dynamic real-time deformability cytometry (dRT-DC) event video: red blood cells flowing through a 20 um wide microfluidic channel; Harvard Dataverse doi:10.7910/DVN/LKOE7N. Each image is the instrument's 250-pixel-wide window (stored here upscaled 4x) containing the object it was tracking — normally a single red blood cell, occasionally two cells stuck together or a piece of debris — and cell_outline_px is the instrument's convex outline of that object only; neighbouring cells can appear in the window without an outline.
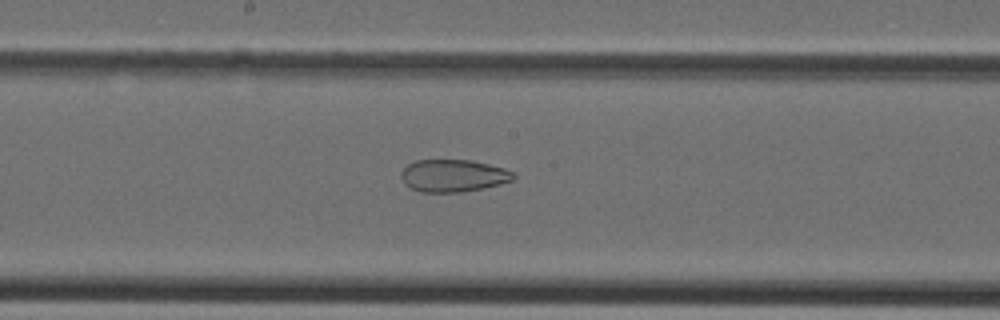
{"species": "Egyptian fruit bat (a non-hibernating species)", "species_latin": "Rousettus aegyptiacus", "temperature_condition": "cold", "stored_images_in_passage": 35, "camera_frame_rate_fps": 3000, "um_per_image_px": 0.085, "animal": {"sex": "female"}, "frame": {"image": 1, "passage_image": 16, "time_ms": 5.0, "image_size_px": [1000, 320], "cell_outline_px": [[516, 176], [512, 180], [500, 184], [460, 192], [420, 192], [404, 184], [400, 176], [400, 172], [408, 164], [416, 160], [472, 160], [504, 168], [512, 172]], "centroid_in_image_um": [38.49, 14.92], "position_along_channel_um": 209.7, "area_um2": 21.1}}
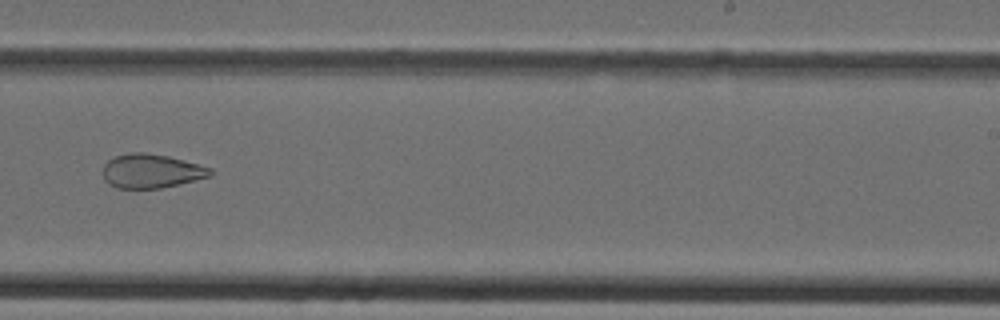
{"frame": {"image": 2, "passage_image": 20, "time_ms": 6.333, "image_size_px": [1000, 320], "cell_outline_px": [[212, 176], [180, 184], [160, 188], [116, 188], [108, 184], [104, 180], [104, 164], [108, 160], [116, 156], [132, 152], [144, 152], [168, 156], [212, 168]], "centroid_in_image_um": [12.86, 14.54], "position_along_channel_um": 276.1, "area_um2": 21.27}}